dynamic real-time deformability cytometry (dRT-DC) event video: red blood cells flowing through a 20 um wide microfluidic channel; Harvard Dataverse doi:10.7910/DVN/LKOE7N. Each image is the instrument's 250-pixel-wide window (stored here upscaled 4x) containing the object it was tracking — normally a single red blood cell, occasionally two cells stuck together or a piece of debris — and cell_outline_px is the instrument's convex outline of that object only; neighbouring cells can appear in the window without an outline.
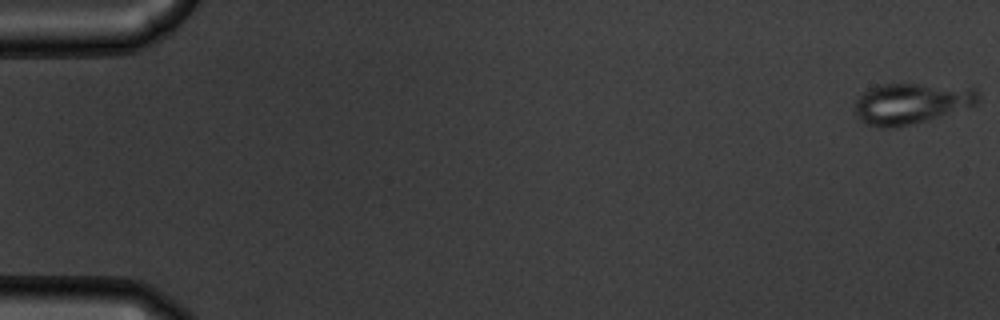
{"species": "common noctule bat (a hibernating species)", "species_latin": "Nyctalus noctula", "temperature_condition": "warm", "stored_images_in_passage": 17, "camera_frame_rate_fps": 3000, "um_per_image_px": 0.085, "animal": {"sex": "male", "body_mass_g": 19.5, "forearm_length_mm": 54.6}, "frame": {"image": 1, "passage_image": 1, "time_ms": 0.0, "image_size_px": [1000, 320], "cell_outline_px": [[980, 96], [976, 104], [928, 120], [896, 128], [876, 128], [864, 124], [856, 116], [856, 100], [868, 88], [876, 84], [916, 84], [972, 88], [980, 92]], "centroid_in_image_um": [77.4, 8.81], "position_along_channel_um": 7.6, "area_um2": 29.36}}